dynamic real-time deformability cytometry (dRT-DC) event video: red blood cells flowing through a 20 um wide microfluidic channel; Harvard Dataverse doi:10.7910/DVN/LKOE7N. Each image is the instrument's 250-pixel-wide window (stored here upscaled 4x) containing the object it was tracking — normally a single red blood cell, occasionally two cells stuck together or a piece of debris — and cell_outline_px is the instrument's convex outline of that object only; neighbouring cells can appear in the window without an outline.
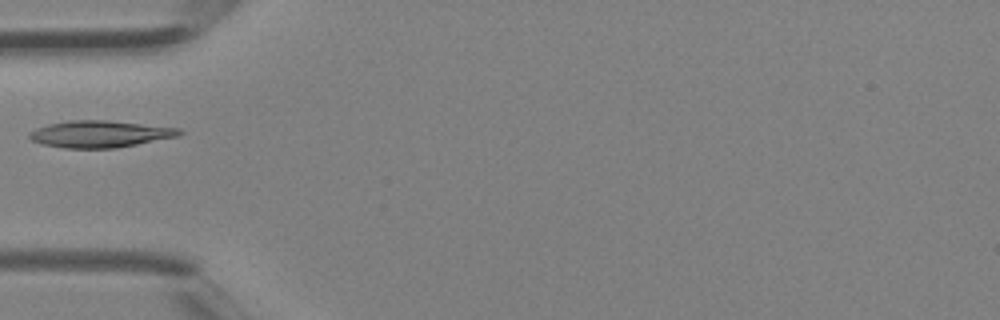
{"species": "Egyptian fruit bat (a non-hibernating species)", "species_latin": "Rousettus aegyptiacus", "temperature_condition": "room temperature", "stored_images_in_passage": 4, "camera_frame_rate_fps": 3000, "um_per_image_px": 0.085, "animal": {"sex": "female"}, "frame": {"image": 1, "passage_image": 4, "time_ms": 1.0, "image_size_px": [1000, 320], "cell_outline_px": [[184, 132], [176, 136], [116, 148], [64, 148], [40, 144], [32, 140], [28, 136], [28, 132], [36, 128], [48, 124], [68, 120], [108, 120], [180, 128]], "centroid_in_image_um": [8.44, 11.38], "position_along_channel_um": 76.6, "area_um2": 23.41}}